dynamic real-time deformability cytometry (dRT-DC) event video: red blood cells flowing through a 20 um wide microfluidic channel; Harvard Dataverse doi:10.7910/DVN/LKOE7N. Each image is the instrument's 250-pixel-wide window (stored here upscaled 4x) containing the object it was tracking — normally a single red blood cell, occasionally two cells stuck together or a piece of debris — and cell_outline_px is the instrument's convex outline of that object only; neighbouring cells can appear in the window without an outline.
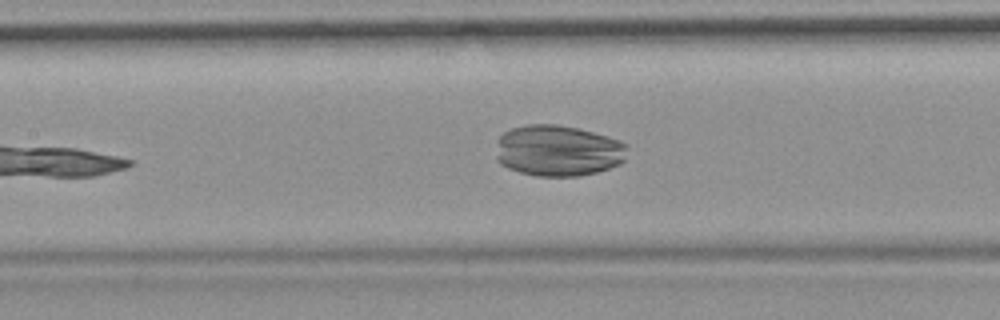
{"species": "common noctule bat (a hibernating species)", "species_latin": "Nyctalus noctula", "temperature_condition": "room temperature", "stored_images_in_passage": 37, "camera_frame_rate_fps": 3000, "um_per_image_px": 0.085, "animal": {"sex": "female", "body_mass_g": 19.9}, "frame": {"image": 1, "passage_image": 11, "time_ms": 3.333, "image_size_px": [1000, 320], "cell_outline_px": [[628, 144], [624, 160], [620, 164], [596, 172], [580, 176], [536, 176], [520, 172], [508, 168], [500, 164], [496, 160], [496, 156], [500, 136], [504, 132], [512, 128], [528, 124], [556, 124], [576, 128], [592, 132], [620, 140]], "centroid_in_image_um": [47.44, 12.81], "position_along_channel_um": 160.0, "area_um2": 39.19}}